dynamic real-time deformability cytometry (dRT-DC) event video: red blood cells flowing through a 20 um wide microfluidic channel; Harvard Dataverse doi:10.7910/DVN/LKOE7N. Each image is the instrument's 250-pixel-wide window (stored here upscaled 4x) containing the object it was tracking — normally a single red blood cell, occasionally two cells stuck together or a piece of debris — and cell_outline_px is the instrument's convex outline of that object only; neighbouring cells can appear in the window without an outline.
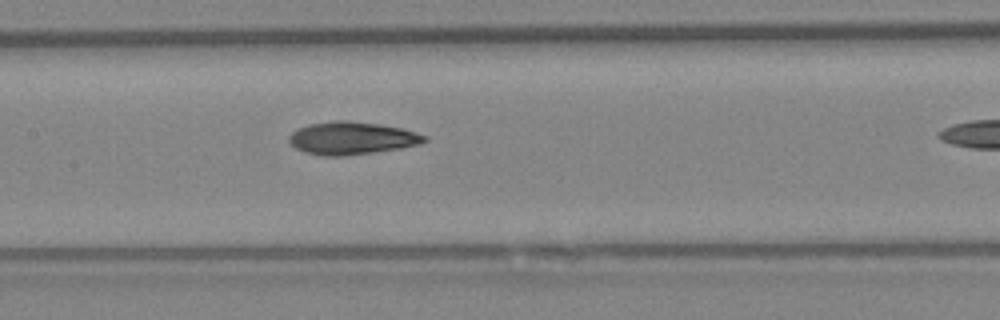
{"species": "Egyptian fruit bat (a non-hibernating species)", "species_latin": "Rousettus aegyptiacus", "temperature_condition": "warm", "stored_images_in_passage": 5, "segment_of_instrument_passage": [1, 2], "camera_frame_rate_fps": 3000, "um_per_image_px": 0.085, "animal": {"sex": "female"}, "frame": {"image": 1, "passage_image": 4, "time_ms": 1.0, "image_size_px": [1000, 320], "cell_outline_px": [[428, 140], [420, 144], [400, 148], [344, 156], [320, 156], [304, 152], [296, 148], [288, 140], [288, 136], [292, 132], [308, 124], [336, 120], [348, 120], [380, 124], [400, 128], [416, 132], [428, 136]], "centroid_in_image_um": [29.9, 11.74], "position_along_channel_um": 177.5, "area_um2": 25.84}}